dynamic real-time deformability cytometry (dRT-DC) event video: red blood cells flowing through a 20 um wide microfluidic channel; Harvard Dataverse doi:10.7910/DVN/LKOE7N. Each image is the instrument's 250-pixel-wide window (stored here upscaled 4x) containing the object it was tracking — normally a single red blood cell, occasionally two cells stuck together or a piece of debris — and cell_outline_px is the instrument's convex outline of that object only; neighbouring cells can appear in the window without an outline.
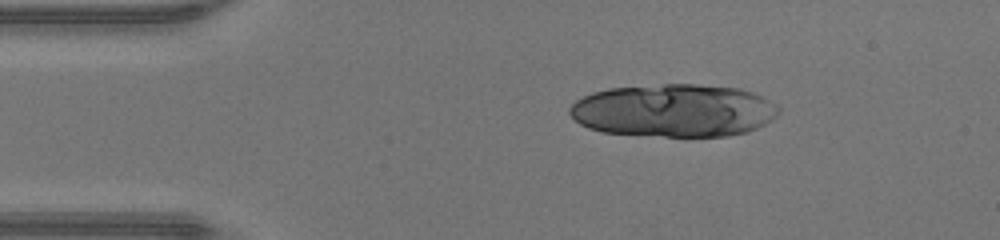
{"species": "human", "species_latin": "Homo sapiens", "temperature_condition": "warm", "stored_images_in_passage": 10, "camera_frame_rate_fps": 3000, "um_per_image_px": 0.085, "donor": {"sex": "male"}, "frame": {"image": 1, "passage_image": 7, "time_ms": 2.0, "image_size_px": [1000, 240], "cell_outline_px": [[780, 112], [772, 120], [748, 132], [728, 136], [664, 136], [604, 132], [588, 128], [580, 124], [568, 112], [568, 108], [576, 100], [592, 92], [608, 88], [664, 84], [696, 84], [740, 88], [752, 92], [776, 104], [780, 108]], "centroid_in_image_um": [57.28, 9.39], "position_along_channel_um": 27.7, "area_um2": 64.5}}